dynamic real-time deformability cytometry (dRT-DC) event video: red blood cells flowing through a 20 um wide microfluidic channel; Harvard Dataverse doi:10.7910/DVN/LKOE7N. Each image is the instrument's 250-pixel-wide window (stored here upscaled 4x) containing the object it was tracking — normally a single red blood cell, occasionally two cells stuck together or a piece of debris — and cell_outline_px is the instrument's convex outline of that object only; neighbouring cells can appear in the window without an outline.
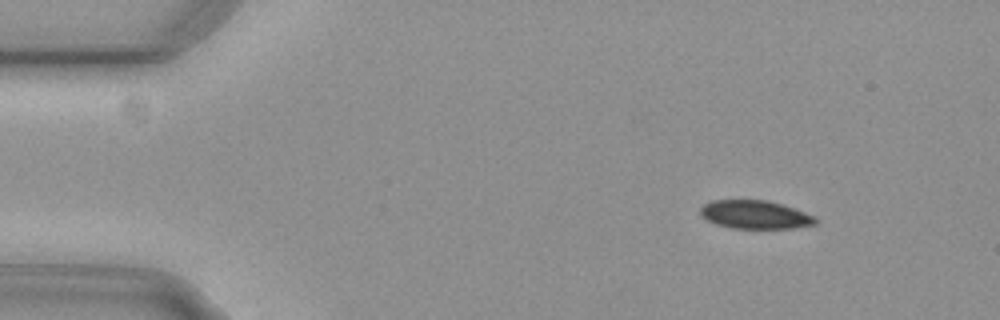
{"species": "common noctule bat (a hibernating species)", "species_latin": "Nyctalus noctula", "temperature_condition": "cold", "stored_images_in_passage": 54, "camera_frame_rate_fps": 3000, "um_per_image_px": 0.085, "animal": {"sex": "female", "body_mass_g": 29.2, "forearm_length_mm": 56.3}, "frame": {"image": 1, "passage_image": 6, "time_ms": 1.667, "image_size_px": [1000, 320], "cell_outline_px": [[816, 224], [792, 228], [732, 228], [716, 224], [700, 216], [700, 208], [704, 204], [712, 200], [768, 200], [816, 216]], "centroid_in_image_um": [64.15, 18.24], "position_along_channel_um": 20.8, "area_um2": 18.9}}
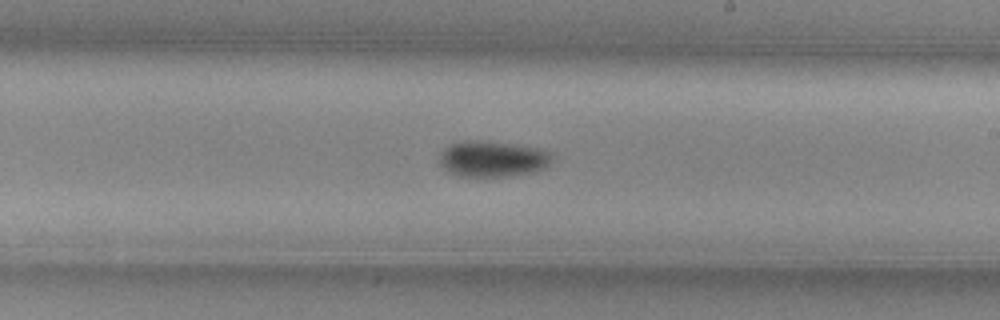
{"frame": {"image": 2, "passage_image": 31, "time_ms": 10.0, "image_size_px": [1000, 320], "cell_outline_px": [[552, 160], [544, 168], [536, 172], [512, 176], [456, 176], [448, 172], [440, 164], [440, 152], [444, 148], [452, 144], [476, 140], [544, 148], [552, 152]], "centroid_in_image_um": [41.91, 13.52], "position_along_channel_um": 247.1, "area_um2": 23.64}}
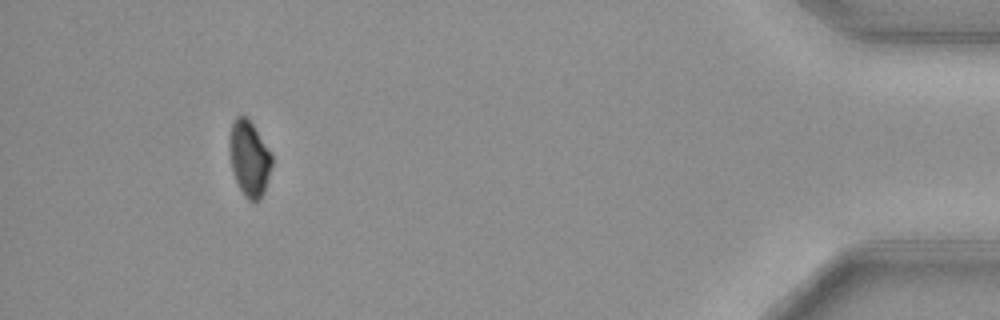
{"frame": {"image": 3, "passage_image": 50, "time_ms": 16.333, "image_size_px": [1000, 320], "cell_outline_px": [[272, 164], [264, 192], [260, 200], [248, 200], [244, 196], [232, 172], [228, 148], [228, 140], [232, 124], [236, 116], [248, 116], [272, 156]], "centroid_in_image_um": [21.16, 13.45], "position_along_channel_um": 414.0, "area_um2": 18.67}, "authors_computed_cell_mechanics": {"area_um2": 21.0103, "velocity_mm_per_s": 3.737, "shape_relaxation_time_tau1_ms": 3.8334, "shape_relaxation_time_tau2_ms": null, "deformation_change_tau1": 0.0902, "deformation_change_tau2": null}}